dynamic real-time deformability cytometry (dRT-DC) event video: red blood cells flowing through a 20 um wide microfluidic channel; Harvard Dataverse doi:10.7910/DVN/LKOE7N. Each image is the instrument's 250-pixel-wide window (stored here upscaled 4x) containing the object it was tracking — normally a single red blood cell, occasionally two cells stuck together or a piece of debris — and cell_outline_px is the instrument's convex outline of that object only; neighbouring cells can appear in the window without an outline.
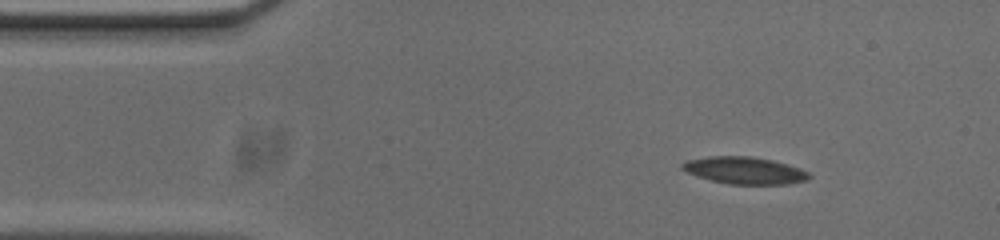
{"species": "common noctule bat (a hibernating species)", "species_latin": "Nyctalus noctula", "temperature_condition": "cold", "stored_images_in_passage": 50, "camera_frame_rate_fps": 3000, "um_per_image_px": 0.085, "animal": {"sex": "male", "body_mass_g": 20.0, "forearm_length_mm": 53.3}, "frame": {"image": 1, "passage_image": 1, "time_ms": 0.0, "image_size_px": [1000, 240], "cell_outline_px": [[812, 176], [808, 180], [784, 184], [732, 184], [712, 180], [688, 172], [680, 168], [680, 164], [684, 160], [712, 156], [748, 156], [772, 160], [800, 168], [808, 172]], "centroid_in_image_um": [63.29, 14.48], "position_along_channel_um": 21.7, "area_um2": 19.83}}
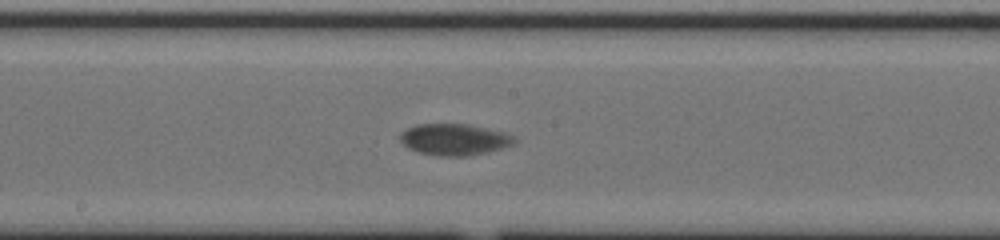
{"frame": {"image": 2, "passage_image": 22, "time_ms": 7.0, "image_size_px": [1000, 240], "cell_outline_px": [[516, 140], [512, 144], [488, 152], [468, 156], [440, 156], [420, 152], [408, 148], [400, 140], [400, 132], [416, 124], [468, 124], [500, 132], [512, 136]], "centroid_in_image_um": [38.56, 11.86], "position_along_channel_um": 209.6, "area_um2": 20.58}}
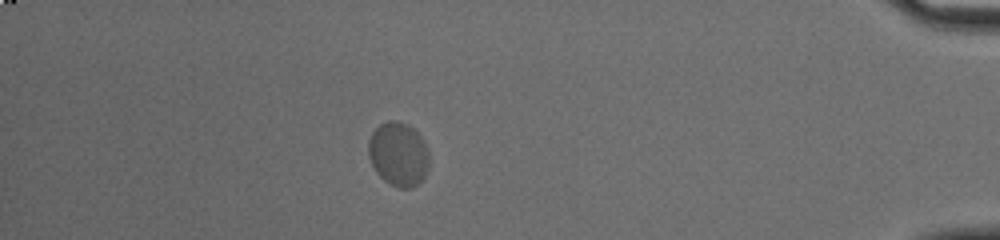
{"frame": {"image": 3, "passage_image": 43, "time_ms": 14.0, "image_size_px": [1000, 240], "cell_outline_px": [[428, 168], [424, 176], [412, 188], [400, 188], [384, 180], [376, 172], [368, 156], [368, 140], [372, 132], [380, 124], [388, 120], [396, 120], [408, 124], [424, 140], [428, 152]], "centroid_in_image_um": [33.85, 13.08], "position_along_channel_um": 401.4, "area_um2": 22.6}}